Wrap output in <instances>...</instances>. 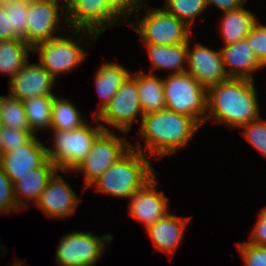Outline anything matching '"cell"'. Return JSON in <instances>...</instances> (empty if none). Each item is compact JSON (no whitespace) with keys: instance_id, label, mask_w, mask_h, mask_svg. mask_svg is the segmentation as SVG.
<instances>
[{"instance_id":"1","label":"cell","mask_w":266,"mask_h":266,"mask_svg":"<svg viewBox=\"0 0 266 266\" xmlns=\"http://www.w3.org/2000/svg\"><path fill=\"white\" fill-rule=\"evenodd\" d=\"M255 81L232 78L207 89V120H215L229 129L259 119V101Z\"/></svg>"},{"instance_id":"2","label":"cell","mask_w":266,"mask_h":266,"mask_svg":"<svg viewBox=\"0 0 266 266\" xmlns=\"http://www.w3.org/2000/svg\"><path fill=\"white\" fill-rule=\"evenodd\" d=\"M139 135L145 139V152L158 159L185 148L201 126L189 116L163 109L143 115Z\"/></svg>"},{"instance_id":"3","label":"cell","mask_w":266,"mask_h":266,"mask_svg":"<svg viewBox=\"0 0 266 266\" xmlns=\"http://www.w3.org/2000/svg\"><path fill=\"white\" fill-rule=\"evenodd\" d=\"M141 146L139 141L135 145L131 144L132 148L90 187H95L101 193L129 199L156 174Z\"/></svg>"},{"instance_id":"4","label":"cell","mask_w":266,"mask_h":266,"mask_svg":"<svg viewBox=\"0 0 266 266\" xmlns=\"http://www.w3.org/2000/svg\"><path fill=\"white\" fill-rule=\"evenodd\" d=\"M166 109L206 122L207 89L188 72L169 74L163 79Z\"/></svg>"},{"instance_id":"5","label":"cell","mask_w":266,"mask_h":266,"mask_svg":"<svg viewBox=\"0 0 266 266\" xmlns=\"http://www.w3.org/2000/svg\"><path fill=\"white\" fill-rule=\"evenodd\" d=\"M68 32L74 33V36L81 39L76 41L75 38L66 37L63 34L61 37L37 43L32 47L33 54L38 53L39 64L55 79L59 74L72 72L85 60L88 52L79 46L84 38H88V35L91 36L90 39L98 38L94 33L85 30L70 29Z\"/></svg>"},{"instance_id":"6","label":"cell","mask_w":266,"mask_h":266,"mask_svg":"<svg viewBox=\"0 0 266 266\" xmlns=\"http://www.w3.org/2000/svg\"><path fill=\"white\" fill-rule=\"evenodd\" d=\"M104 129L84 123L73 130H53V149L46 148L48 159L61 172L73 171L87 157L96 137Z\"/></svg>"},{"instance_id":"7","label":"cell","mask_w":266,"mask_h":266,"mask_svg":"<svg viewBox=\"0 0 266 266\" xmlns=\"http://www.w3.org/2000/svg\"><path fill=\"white\" fill-rule=\"evenodd\" d=\"M142 7L146 10L145 16L138 19V15H134L137 20L130 22V27L145 44L177 45L187 43L191 38V29L182 20L161 7L148 8L146 2Z\"/></svg>"},{"instance_id":"8","label":"cell","mask_w":266,"mask_h":266,"mask_svg":"<svg viewBox=\"0 0 266 266\" xmlns=\"http://www.w3.org/2000/svg\"><path fill=\"white\" fill-rule=\"evenodd\" d=\"M112 239V234L100 237L93 232L68 233L60 239L56 247V263L58 266H95Z\"/></svg>"},{"instance_id":"9","label":"cell","mask_w":266,"mask_h":266,"mask_svg":"<svg viewBox=\"0 0 266 266\" xmlns=\"http://www.w3.org/2000/svg\"><path fill=\"white\" fill-rule=\"evenodd\" d=\"M62 2L66 6V24L71 30L89 31L98 37L118 22L122 23L123 20L107 0H64Z\"/></svg>"},{"instance_id":"10","label":"cell","mask_w":266,"mask_h":266,"mask_svg":"<svg viewBox=\"0 0 266 266\" xmlns=\"http://www.w3.org/2000/svg\"><path fill=\"white\" fill-rule=\"evenodd\" d=\"M131 144L110 130H103L93 142L87 157L73 170L84 172V189L90 187L110 166L124 156L132 148Z\"/></svg>"},{"instance_id":"11","label":"cell","mask_w":266,"mask_h":266,"mask_svg":"<svg viewBox=\"0 0 266 266\" xmlns=\"http://www.w3.org/2000/svg\"><path fill=\"white\" fill-rule=\"evenodd\" d=\"M140 114L142 119L144 114L141 109L137 83L135 76L131 74L112 97L110 103L94 116V122L101 121L100 125L104 130L110 129L106 128L102 122L126 134L135 120L139 122L137 116Z\"/></svg>"},{"instance_id":"12","label":"cell","mask_w":266,"mask_h":266,"mask_svg":"<svg viewBox=\"0 0 266 266\" xmlns=\"http://www.w3.org/2000/svg\"><path fill=\"white\" fill-rule=\"evenodd\" d=\"M58 4V0H41L30 2L27 17H26V43L31 47L43 41H49L57 36H54L56 30H61L59 24H66V6ZM59 10L61 12L59 13ZM65 17V18H64ZM61 18L62 22H61Z\"/></svg>"},{"instance_id":"13","label":"cell","mask_w":266,"mask_h":266,"mask_svg":"<svg viewBox=\"0 0 266 266\" xmlns=\"http://www.w3.org/2000/svg\"><path fill=\"white\" fill-rule=\"evenodd\" d=\"M187 42V72L208 89L229 78L226 74L220 50L216 51L197 43L191 49Z\"/></svg>"},{"instance_id":"14","label":"cell","mask_w":266,"mask_h":266,"mask_svg":"<svg viewBox=\"0 0 266 266\" xmlns=\"http://www.w3.org/2000/svg\"><path fill=\"white\" fill-rule=\"evenodd\" d=\"M157 180L158 178L154 175L129 198L130 215L143 223L145 229L169 213L168 197L163 191L158 192Z\"/></svg>"},{"instance_id":"15","label":"cell","mask_w":266,"mask_h":266,"mask_svg":"<svg viewBox=\"0 0 266 266\" xmlns=\"http://www.w3.org/2000/svg\"><path fill=\"white\" fill-rule=\"evenodd\" d=\"M80 200L74 189L57 171L48 181L35 205L48 217L59 219L73 215Z\"/></svg>"},{"instance_id":"16","label":"cell","mask_w":266,"mask_h":266,"mask_svg":"<svg viewBox=\"0 0 266 266\" xmlns=\"http://www.w3.org/2000/svg\"><path fill=\"white\" fill-rule=\"evenodd\" d=\"M29 63L28 60L25 66L9 80V95L22 102L34 96L55 95L52 88L56 79L39 63Z\"/></svg>"},{"instance_id":"17","label":"cell","mask_w":266,"mask_h":266,"mask_svg":"<svg viewBox=\"0 0 266 266\" xmlns=\"http://www.w3.org/2000/svg\"><path fill=\"white\" fill-rule=\"evenodd\" d=\"M37 137L36 135L28 144L3 152L0 165L12 183L48 160L47 147Z\"/></svg>"},{"instance_id":"18","label":"cell","mask_w":266,"mask_h":266,"mask_svg":"<svg viewBox=\"0 0 266 266\" xmlns=\"http://www.w3.org/2000/svg\"><path fill=\"white\" fill-rule=\"evenodd\" d=\"M220 54L225 72L232 78L254 80L255 71L264 68L245 38L223 46L220 49ZM228 66H230L229 69Z\"/></svg>"},{"instance_id":"19","label":"cell","mask_w":266,"mask_h":266,"mask_svg":"<svg viewBox=\"0 0 266 266\" xmlns=\"http://www.w3.org/2000/svg\"><path fill=\"white\" fill-rule=\"evenodd\" d=\"M190 220L191 217H180L167 213L163 218L148 226L146 231L155 249L165 252L173 258Z\"/></svg>"},{"instance_id":"20","label":"cell","mask_w":266,"mask_h":266,"mask_svg":"<svg viewBox=\"0 0 266 266\" xmlns=\"http://www.w3.org/2000/svg\"><path fill=\"white\" fill-rule=\"evenodd\" d=\"M59 171L58 168L48 159L42 166L32 169L25 176L18 177L14 182V194L19 209L27 208V202L37 203L41 193L45 190L48 181Z\"/></svg>"},{"instance_id":"21","label":"cell","mask_w":266,"mask_h":266,"mask_svg":"<svg viewBox=\"0 0 266 266\" xmlns=\"http://www.w3.org/2000/svg\"><path fill=\"white\" fill-rule=\"evenodd\" d=\"M130 75L131 73L118 63L105 62L99 67L94 81L101 102L98 105L100 110L95 111L93 116H96L97 112L102 111L110 103L112 97Z\"/></svg>"},{"instance_id":"22","label":"cell","mask_w":266,"mask_h":266,"mask_svg":"<svg viewBox=\"0 0 266 266\" xmlns=\"http://www.w3.org/2000/svg\"><path fill=\"white\" fill-rule=\"evenodd\" d=\"M152 69L173 70L171 74L187 72V43L177 45L145 44Z\"/></svg>"},{"instance_id":"23","label":"cell","mask_w":266,"mask_h":266,"mask_svg":"<svg viewBox=\"0 0 266 266\" xmlns=\"http://www.w3.org/2000/svg\"><path fill=\"white\" fill-rule=\"evenodd\" d=\"M136 73L135 81L143 114L165 109L163 79L151 72L144 74L143 70Z\"/></svg>"},{"instance_id":"24","label":"cell","mask_w":266,"mask_h":266,"mask_svg":"<svg viewBox=\"0 0 266 266\" xmlns=\"http://www.w3.org/2000/svg\"><path fill=\"white\" fill-rule=\"evenodd\" d=\"M257 18L245 9V5L239 9L224 12L220 22L221 35L225 45L244 39L257 23Z\"/></svg>"},{"instance_id":"25","label":"cell","mask_w":266,"mask_h":266,"mask_svg":"<svg viewBox=\"0 0 266 266\" xmlns=\"http://www.w3.org/2000/svg\"><path fill=\"white\" fill-rule=\"evenodd\" d=\"M30 52L32 47L22 39L1 40L0 73L14 77L25 66Z\"/></svg>"},{"instance_id":"26","label":"cell","mask_w":266,"mask_h":266,"mask_svg":"<svg viewBox=\"0 0 266 266\" xmlns=\"http://www.w3.org/2000/svg\"><path fill=\"white\" fill-rule=\"evenodd\" d=\"M55 95L34 96L23 101L31 132L36 136L38 130L51 129L52 105Z\"/></svg>"},{"instance_id":"27","label":"cell","mask_w":266,"mask_h":266,"mask_svg":"<svg viewBox=\"0 0 266 266\" xmlns=\"http://www.w3.org/2000/svg\"><path fill=\"white\" fill-rule=\"evenodd\" d=\"M80 111L69 100L58 98L56 95L53 97L52 105V130H73L83 125Z\"/></svg>"},{"instance_id":"28","label":"cell","mask_w":266,"mask_h":266,"mask_svg":"<svg viewBox=\"0 0 266 266\" xmlns=\"http://www.w3.org/2000/svg\"><path fill=\"white\" fill-rule=\"evenodd\" d=\"M0 126L31 131L23 102L10 96H0Z\"/></svg>"},{"instance_id":"29","label":"cell","mask_w":266,"mask_h":266,"mask_svg":"<svg viewBox=\"0 0 266 266\" xmlns=\"http://www.w3.org/2000/svg\"><path fill=\"white\" fill-rule=\"evenodd\" d=\"M162 8L191 28L195 18L207 9V2L206 0H166Z\"/></svg>"},{"instance_id":"30","label":"cell","mask_w":266,"mask_h":266,"mask_svg":"<svg viewBox=\"0 0 266 266\" xmlns=\"http://www.w3.org/2000/svg\"><path fill=\"white\" fill-rule=\"evenodd\" d=\"M30 2L22 0H10L3 5L9 9L10 28L14 31V39H22L26 42V17Z\"/></svg>"},{"instance_id":"31","label":"cell","mask_w":266,"mask_h":266,"mask_svg":"<svg viewBox=\"0 0 266 266\" xmlns=\"http://www.w3.org/2000/svg\"><path fill=\"white\" fill-rule=\"evenodd\" d=\"M240 128L244 129V131H242L243 137L266 157V120H262L260 117Z\"/></svg>"},{"instance_id":"32","label":"cell","mask_w":266,"mask_h":266,"mask_svg":"<svg viewBox=\"0 0 266 266\" xmlns=\"http://www.w3.org/2000/svg\"><path fill=\"white\" fill-rule=\"evenodd\" d=\"M20 211L14 194V183L5 174L0 165V213L10 214Z\"/></svg>"},{"instance_id":"33","label":"cell","mask_w":266,"mask_h":266,"mask_svg":"<svg viewBox=\"0 0 266 266\" xmlns=\"http://www.w3.org/2000/svg\"><path fill=\"white\" fill-rule=\"evenodd\" d=\"M35 135L31 131H21L6 126H1V140L3 152L28 144Z\"/></svg>"},{"instance_id":"34","label":"cell","mask_w":266,"mask_h":266,"mask_svg":"<svg viewBox=\"0 0 266 266\" xmlns=\"http://www.w3.org/2000/svg\"><path fill=\"white\" fill-rule=\"evenodd\" d=\"M248 44L252 47L259 62L266 67V26L256 23L248 36L245 37Z\"/></svg>"},{"instance_id":"35","label":"cell","mask_w":266,"mask_h":266,"mask_svg":"<svg viewBox=\"0 0 266 266\" xmlns=\"http://www.w3.org/2000/svg\"><path fill=\"white\" fill-rule=\"evenodd\" d=\"M240 252L245 266H266V246H257L249 242H239Z\"/></svg>"},{"instance_id":"36","label":"cell","mask_w":266,"mask_h":266,"mask_svg":"<svg viewBox=\"0 0 266 266\" xmlns=\"http://www.w3.org/2000/svg\"><path fill=\"white\" fill-rule=\"evenodd\" d=\"M145 1V0H144ZM143 0H107L108 4L124 19L123 23L129 22L128 16H130L136 10H141V4Z\"/></svg>"},{"instance_id":"37","label":"cell","mask_w":266,"mask_h":266,"mask_svg":"<svg viewBox=\"0 0 266 266\" xmlns=\"http://www.w3.org/2000/svg\"><path fill=\"white\" fill-rule=\"evenodd\" d=\"M247 242L257 246H266V207L259 213L258 220L251 232L250 240Z\"/></svg>"},{"instance_id":"38","label":"cell","mask_w":266,"mask_h":266,"mask_svg":"<svg viewBox=\"0 0 266 266\" xmlns=\"http://www.w3.org/2000/svg\"><path fill=\"white\" fill-rule=\"evenodd\" d=\"M14 39V31L10 28L9 9L0 5V41Z\"/></svg>"},{"instance_id":"39","label":"cell","mask_w":266,"mask_h":266,"mask_svg":"<svg viewBox=\"0 0 266 266\" xmlns=\"http://www.w3.org/2000/svg\"><path fill=\"white\" fill-rule=\"evenodd\" d=\"M248 0H206L207 7L213 4L223 12L239 9Z\"/></svg>"},{"instance_id":"40","label":"cell","mask_w":266,"mask_h":266,"mask_svg":"<svg viewBox=\"0 0 266 266\" xmlns=\"http://www.w3.org/2000/svg\"><path fill=\"white\" fill-rule=\"evenodd\" d=\"M2 154H3V146H2V140H1V126H0V160H1Z\"/></svg>"},{"instance_id":"41","label":"cell","mask_w":266,"mask_h":266,"mask_svg":"<svg viewBox=\"0 0 266 266\" xmlns=\"http://www.w3.org/2000/svg\"><path fill=\"white\" fill-rule=\"evenodd\" d=\"M24 265H25L24 263H22L21 261L18 262V260H17V261H15L14 264L11 265V266H24Z\"/></svg>"},{"instance_id":"42","label":"cell","mask_w":266,"mask_h":266,"mask_svg":"<svg viewBox=\"0 0 266 266\" xmlns=\"http://www.w3.org/2000/svg\"><path fill=\"white\" fill-rule=\"evenodd\" d=\"M8 1H10V0H0V5H4Z\"/></svg>"},{"instance_id":"43","label":"cell","mask_w":266,"mask_h":266,"mask_svg":"<svg viewBox=\"0 0 266 266\" xmlns=\"http://www.w3.org/2000/svg\"><path fill=\"white\" fill-rule=\"evenodd\" d=\"M22 1H25V2H36V1H41V0H22Z\"/></svg>"}]
</instances>
